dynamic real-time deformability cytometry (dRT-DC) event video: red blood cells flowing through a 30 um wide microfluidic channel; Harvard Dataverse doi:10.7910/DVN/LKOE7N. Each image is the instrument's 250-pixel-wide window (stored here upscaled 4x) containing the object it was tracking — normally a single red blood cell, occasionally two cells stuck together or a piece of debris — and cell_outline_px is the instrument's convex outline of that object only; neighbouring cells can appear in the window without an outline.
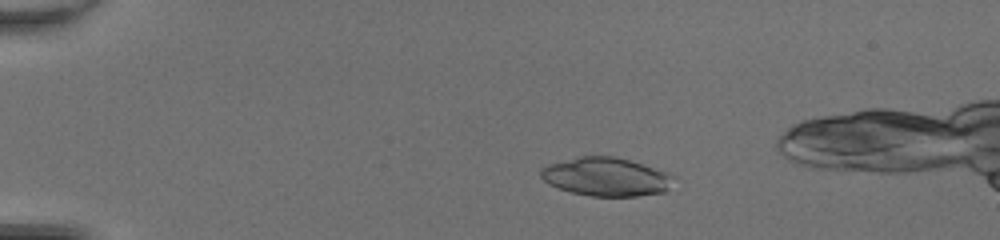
{"species": "common noctule bat (a hibernating species)", "species_latin": "Nyctalus noctula", "temperature_condition": "room temperature", "stored_images_in_passage": 48, "camera_frame_rate_fps": 3000, "um_per_image_px": 0.085, "animal": {"sex": "female", "body_mass_g": 20.0, "forearm_length_mm": 54.0}, "frame": {"image": 1, "passage_image": 10, "time_ms": 3.0, "image_size_px": [1000, 240], "cell_outline_px": [[676, 176], [668, 188], [664, 192], [636, 196], [592, 196], [572, 192], [548, 184], [540, 176], [540, 168], [548, 164], [580, 156], [612, 156], [628, 160], [672, 172]], "centroid_in_image_um": [51.55, 15.02], "position_along_channel_um": 33.5, "area_um2": 29.88}}
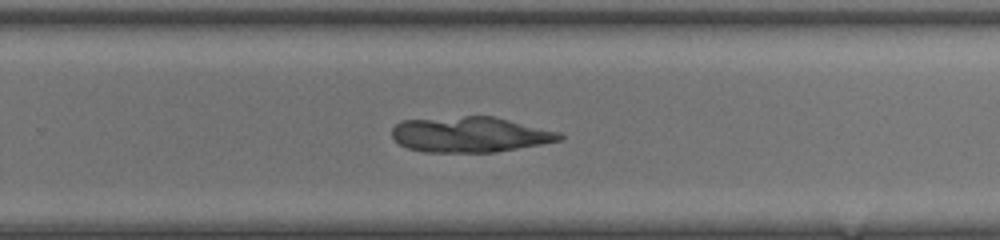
{"frame": {"image": 2, "passage_image": 33, "time_ms": 10.667, "image_size_px": [1000, 240], "cell_outline_px": [[564, 136], [560, 140], [540, 144], [496, 152], [424, 152], [408, 148], [400, 144], [392, 136], [392, 128], [400, 120], [464, 116], [492, 116], [560, 132]], "centroid_in_image_um": [39.92, 11.43], "position_along_channel_um": 289.9, "area_um2": 34.51}}
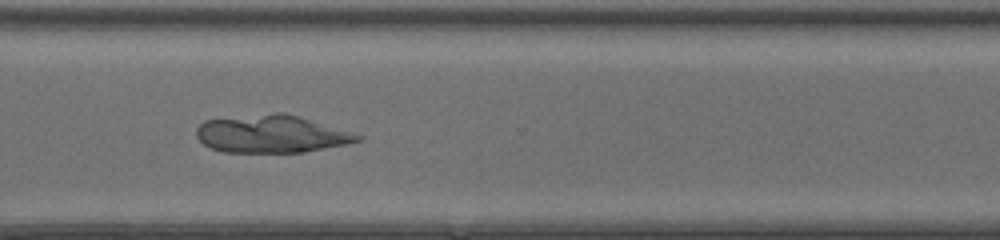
{"frame": {"image": 3, "passage_image": 37, "time_ms": 12.0, "image_size_px": [1000, 240], "cell_outline_px": [[364, 140], [348, 144], [304, 152], [224, 152], [212, 148], [204, 144], [196, 136], [196, 128], [204, 120], [272, 112], [284, 112], [364, 136]], "centroid_in_image_um": [23.07, 11.39], "position_along_channel_um": 347.5, "area_um2": 35.32}}